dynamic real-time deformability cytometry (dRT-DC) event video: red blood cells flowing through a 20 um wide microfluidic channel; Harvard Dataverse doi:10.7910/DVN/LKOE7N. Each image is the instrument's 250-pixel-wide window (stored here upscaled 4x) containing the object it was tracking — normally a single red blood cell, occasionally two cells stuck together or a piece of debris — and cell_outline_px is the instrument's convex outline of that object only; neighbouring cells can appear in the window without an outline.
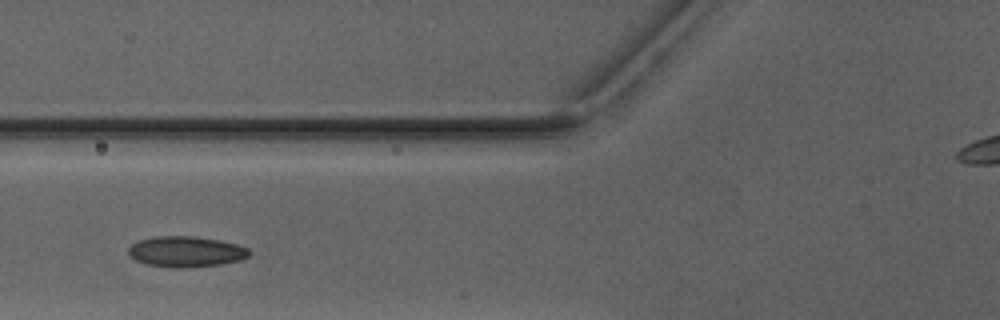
{"species": "Egyptian fruit bat (a non-hibernating species)", "species_latin": "Rousettus aegyptiacus", "temperature_condition": "warm", "stored_images_in_passage": 6, "camera_frame_rate_fps": 3000, "um_per_image_px": 0.085, "animal": {"sex": "male"}, "frame": {"image": 1, "passage_image": 6, "time_ms": 6.667, "image_size_px": [1000, 320], "cell_outline_px": [[252, 252], [248, 256], [240, 260], [220, 264], [180, 268], [176, 268], [148, 264], [136, 260], [128, 256], [128, 248], [132, 244], [140, 240], [156, 236], [196, 236], [220, 240], [236, 244], [248, 248]], "centroid_in_image_um": [15.81, 21.38], "position_along_channel_um": 110.0, "area_um2": 21.56}}